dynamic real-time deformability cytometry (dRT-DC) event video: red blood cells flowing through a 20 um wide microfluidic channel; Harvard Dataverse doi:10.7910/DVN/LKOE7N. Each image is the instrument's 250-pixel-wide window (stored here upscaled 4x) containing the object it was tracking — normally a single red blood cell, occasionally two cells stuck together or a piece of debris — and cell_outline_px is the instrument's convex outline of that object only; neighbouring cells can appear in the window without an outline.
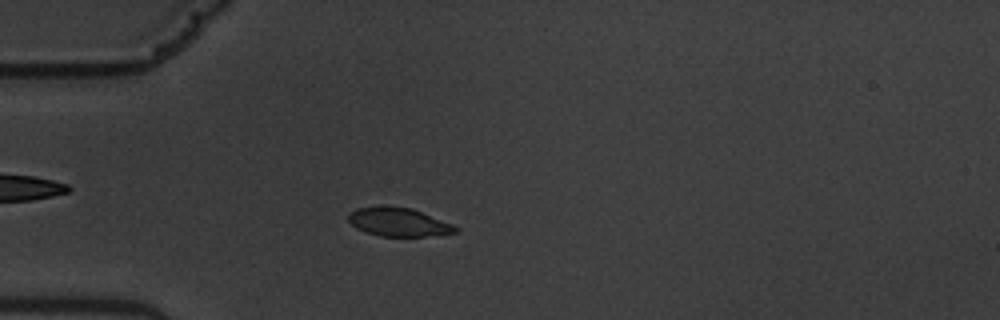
{"species": "common noctule bat (a hibernating species)", "species_latin": "Nyctalus noctula", "temperature_condition": "warm", "stored_images_in_passage": 57, "camera_frame_rate_fps": 3000, "um_per_image_px": 0.085, "animal": {"sex": "male", "body_mass_g": 19.5, "forearm_length_mm": 54.6}, "frame": {"image": 1, "passage_image": 16, "time_ms": 5.0, "image_size_px": [1000, 320], "cell_outline_px": [[460, 228], [456, 232], [424, 236], [380, 236], [356, 228], [348, 220], [348, 212], [356, 208], [412, 208], [452, 224]], "centroid_in_image_um": [33.88, 18.9], "position_along_channel_um": 51.1, "area_um2": 17.17}}
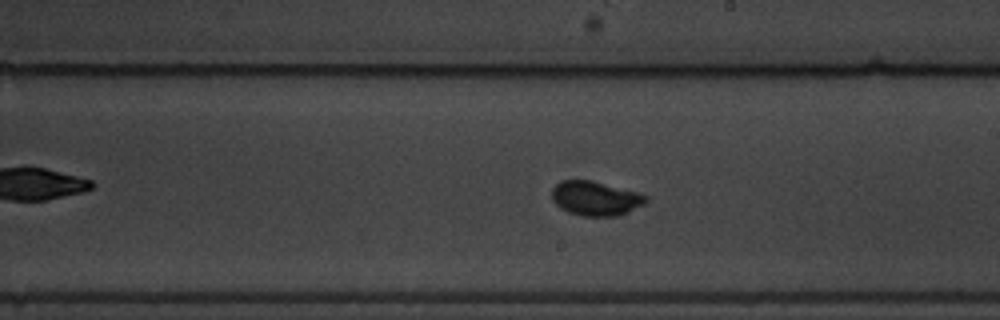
{"frame": {"image": 2, "passage_image": 33, "time_ms": 10.667, "image_size_px": [1000, 320], "cell_outline_px": [[648, 200], [644, 204], [620, 216], [580, 216], [568, 212], [560, 208], [552, 200], [552, 188], [560, 180], [592, 180], [640, 192], [648, 196]], "centroid_in_image_um": [50.63, 16.86], "position_along_channel_um": 238.4, "area_um2": 19.19}}
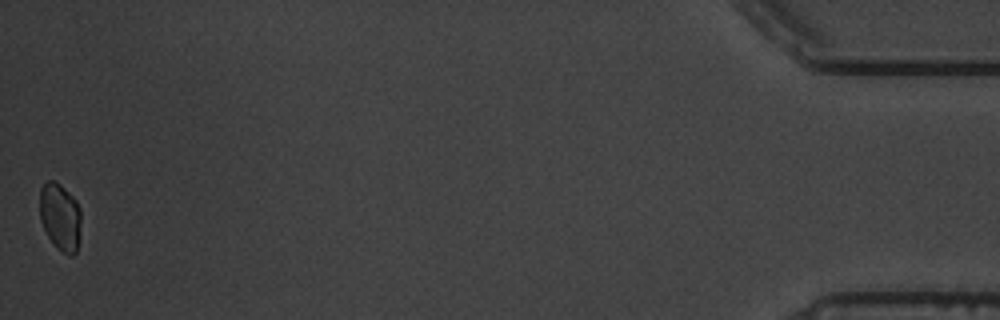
{"frame": {"image": 3, "passage_image": 57, "time_ms": 18.667, "image_size_px": [1000, 320], "cell_outline_px": [[80, 236], [76, 252], [72, 256], [68, 256], [56, 248], [48, 236], [40, 220], [40, 188], [48, 180], [52, 180], [60, 184], [76, 200], [80, 208]], "centroid_in_image_um": [5.12, 18.45], "position_along_channel_um": 430.1, "area_um2": 16.36}, "authors_computed_cell_mechanics": {"area_um2": 17.34, "velocity_mm_per_s": 3.536, "shape_relaxation_time_tau1_ms": 5.4937, "shape_relaxation_time_tau2_ms": null, "deformation_change_tau1": 0.201, "deformation_change_tau2": null}}